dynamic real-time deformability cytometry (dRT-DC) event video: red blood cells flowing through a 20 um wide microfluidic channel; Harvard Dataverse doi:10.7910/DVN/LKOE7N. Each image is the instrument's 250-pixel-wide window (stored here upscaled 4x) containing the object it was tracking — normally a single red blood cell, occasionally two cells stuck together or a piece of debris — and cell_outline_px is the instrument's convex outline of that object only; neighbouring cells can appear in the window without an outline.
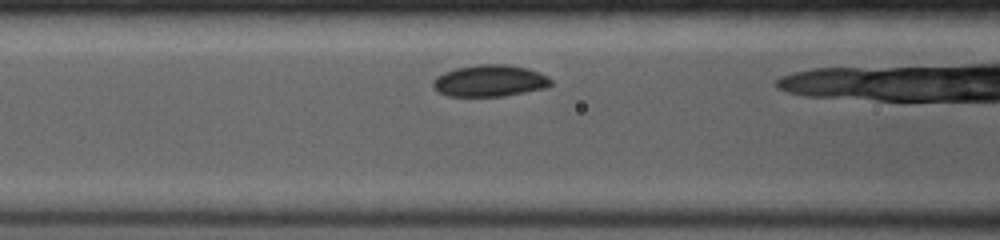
{"species": "common noctule bat (a hibernating species)", "species_latin": "Nyctalus noctula", "temperature_condition": "room temperature", "stored_images_in_passage": 30, "camera_frame_rate_fps": 4000, "um_per_image_px": 0.085, "animal": {"sex": "female", "body_mass_g": 19.0, "forearm_length_mm": 53.3}, "frame": {"image": 1, "passage_image": 5, "time_ms": 1.5, "image_size_px": [1000, 240], "cell_outline_px": [[552, 84], [548, 88], [504, 96], [448, 96], [432, 88], [432, 80], [436, 76], [444, 72], [456, 68], [476, 64], [508, 64], [528, 68], [548, 76], [552, 80]], "centroid_in_image_um": [41.64, 6.86], "position_along_channel_um": 125.0, "area_um2": 22.08}}
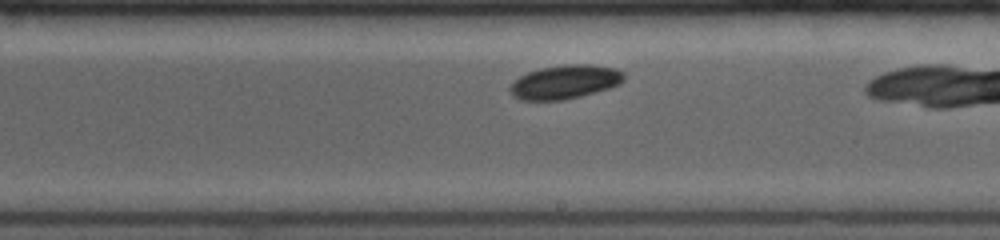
{"frame": {"image": 2, "passage_image": 17, "time_ms": 4.5, "image_size_px": [1000, 240], "cell_outline_px": [[624, 80], [620, 84], [608, 88], [580, 96], [560, 100], [520, 100], [512, 96], [508, 88], [520, 76], [528, 72], [540, 68], [568, 64], [588, 64], [616, 68], [624, 72]], "centroid_in_image_um": [48.01, 6.96], "position_along_channel_um": 241.0, "area_um2": 22.37}}
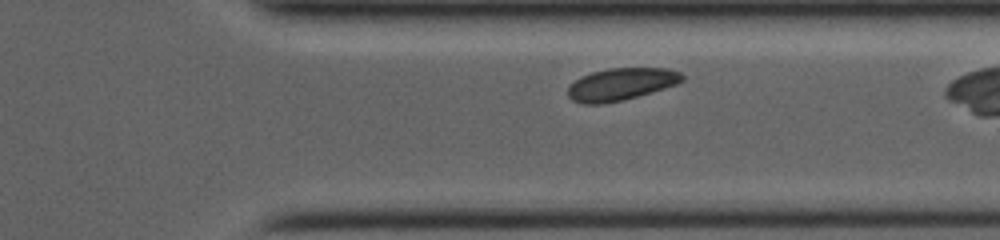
{"frame": {"image": 3, "passage_image": 25, "time_ms": 7.5, "image_size_px": [1000, 240], "cell_outline_px": [[684, 80], [676, 84], [664, 88], [624, 100], [600, 104], [584, 104], [572, 100], [568, 96], [568, 88], [580, 76], [592, 72], [608, 68], [668, 68], [680, 72], [684, 76]], "centroid_in_image_um": [52.79, 7.15], "position_along_channel_um": 358.6, "area_um2": 21.44}}